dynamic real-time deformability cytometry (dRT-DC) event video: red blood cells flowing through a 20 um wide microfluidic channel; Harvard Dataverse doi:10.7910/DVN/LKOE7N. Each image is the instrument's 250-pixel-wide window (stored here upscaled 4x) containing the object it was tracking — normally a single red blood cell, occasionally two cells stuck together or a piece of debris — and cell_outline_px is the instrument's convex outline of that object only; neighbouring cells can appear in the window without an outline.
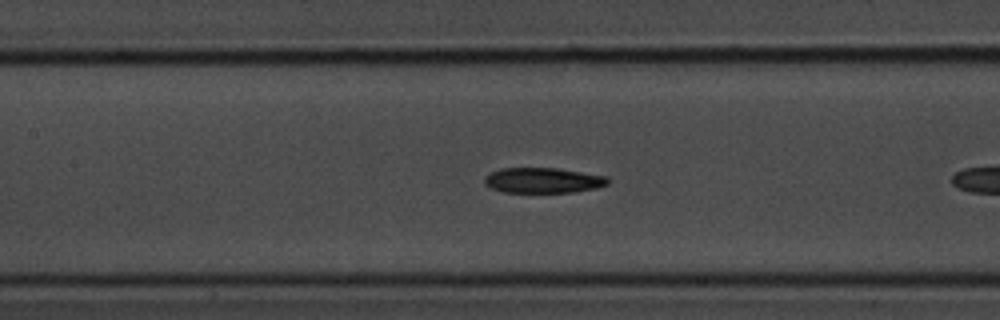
{"species": "common noctule bat (a hibernating species)", "species_latin": "Nyctalus noctula", "temperature_condition": "room temperature", "stored_images_in_passage": 7, "camera_frame_rate_fps": 3000, "um_per_image_px": 0.085, "animal": {"sex": "male", "body_mass_g": 20.1, "forearm_length_mm": 53.5}, "frame": {"image": 1, "passage_image": 6, "time_ms": 1.667, "image_size_px": [1000, 320], "cell_outline_px": [[608, 184], [596, 188], [572, 192], [504, 192], [492, 188], [484, 184], [484, 176], [500, 168], [556, 168], [608, 176]], "centroid_in_image_um": [46.15, 15.32], "position_along_channel_um": 161.3, "area_um2": 18.15}}